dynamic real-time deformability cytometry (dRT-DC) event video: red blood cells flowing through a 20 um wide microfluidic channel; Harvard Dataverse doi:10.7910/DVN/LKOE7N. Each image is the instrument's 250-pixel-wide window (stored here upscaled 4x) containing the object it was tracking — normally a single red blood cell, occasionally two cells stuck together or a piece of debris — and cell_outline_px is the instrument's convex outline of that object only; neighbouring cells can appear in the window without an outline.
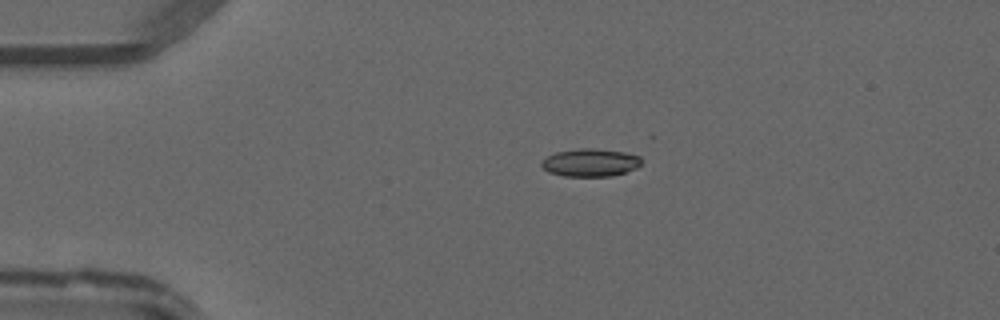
{"species": "common noctule bat (a hibernating species)", "species_latin": "Nyctalus noctula", "temperature_condition": "warm", "stored_images_in_passage": 41, "camera_frame_rate_fps": 3000, "um_per_image_px": 0.085, "animal": {"sex": "male", "forearm_length_mm": 52.5}, "frame": {"image": 1, "passage_image": 4, "time_ms": 1.0, "image_size_px": [1000, 320], "cell_outline_px": [[640, 164], [636, 168], [612, 176], [564, 176], [548, 172], [540, 164], [548, 156], [556, 152], [580, 148], [592, 148], [624, 152], [640, 156]], "centroid_in_image_um": [50.17, 13.82], "position_along_channel_um": 34.8, "area_um2": 16.01}}
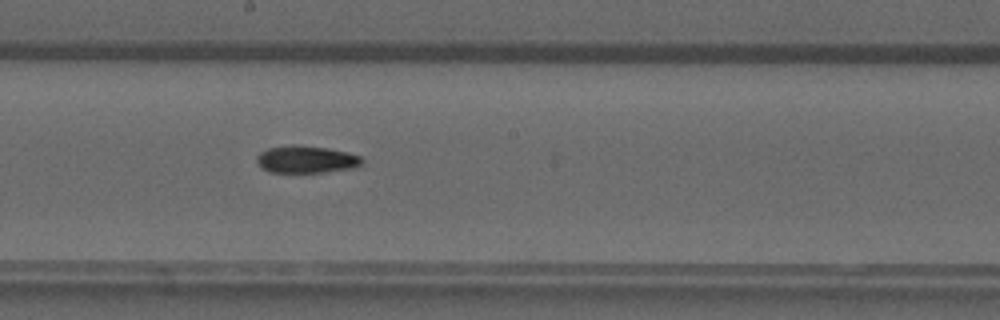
{"frame": {"image": 2, "passage_image": 20, "time_ms": 6.333, "image_size_px": [1000, 320], "cell_outline_px": [[364, 160], [356, 168], [324, 172], [268, 172], [260, 168], [256, 160], [256, 156], [260, 152], [268, 148], [292, 144], [296, 144], [328, 148], [348, 152], [360, 156]], "centroid_in_image_um": [26.01, 13.54], "position_along_channel_um": 222.2, "area_um2": 16.99}}
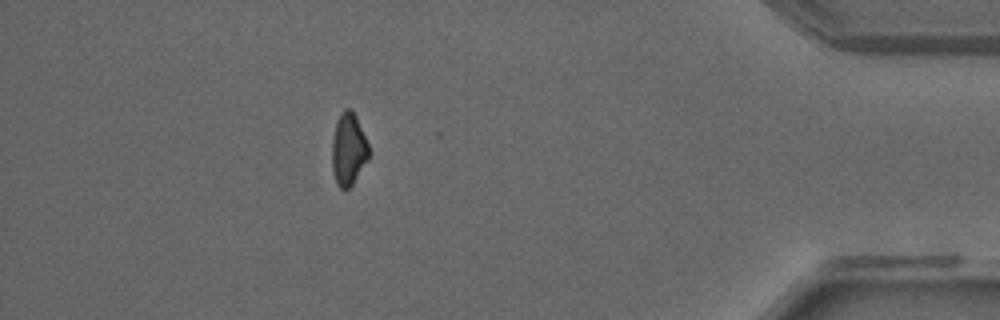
{"frame": {"image": 3, "passage_image": 36, "time_ms": 11.667, "image_size_px": [1000, 320], "cell_outline_px": [[368, 160], [352, 184], [344, 192], [336, 184], [332, 172], [332, 140], [336, 120], [340, 112], [344, 108], [352, 108], [356, 116], [368, 144]], "centroid_in_image_um": [29.59, 12.68], "position_along_channel_um": 405.6, "area_um2": 15.72}}